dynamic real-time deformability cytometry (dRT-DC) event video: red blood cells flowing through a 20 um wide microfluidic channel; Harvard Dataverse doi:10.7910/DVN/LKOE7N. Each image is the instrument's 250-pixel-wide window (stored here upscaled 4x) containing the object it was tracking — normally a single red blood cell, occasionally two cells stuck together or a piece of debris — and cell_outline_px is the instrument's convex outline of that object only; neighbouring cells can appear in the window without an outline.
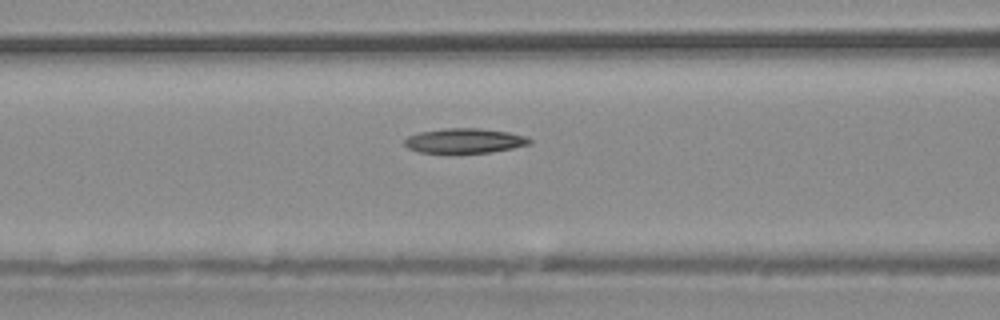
{"species": "common noctule bat (a hibernating species)", "species_latin": "Nyctalus noctula", "temperature_condition": "warm", "stored_images_in_passage": 33, "camera_frame_rate_fps": 3000, "um_per_image_px": 0.085, "animal": {"sex": "male", "body_mass_g": 20.4}, "frame": {"image": 1, "passage_image": 11, "time_ms": 3.333, "image_size_px": [1000, 320], "cell_outline_px": [[532, 144], [492, 152], [420, 152], [408, 148], [404, 144], [404, 140], [408, 136], [420, 132], [444, 128], [480, 128], [508, 132], [524, 136], [532, 140]], "centroid_in_image_um": [39.5, 11.95], "position_along_channel_um": 127.1, "area_um2": 17.86}}
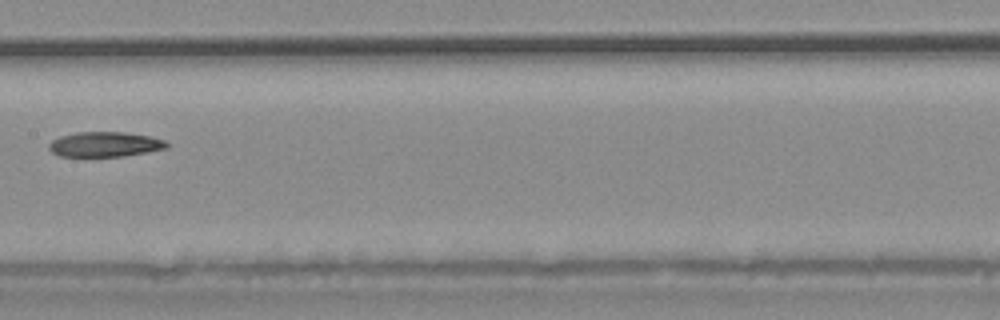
{"frame": {"image": 2, "passage_image": 15, "time_ms": 4.667, "image_size_px": [1000, 320], "cell_outline_px": [[168, 148], [148, 152], [124, 156], [60, 156], [52, 152], [48, 148], [48, 144], [52, 140], [60, 136], [76, 132], [124, 132], [148, 136], [164, 140], [168, 144]], "centroid_in_image_um": [8.9, 12.27], "position_along_channel_um": 198.5, "area_um2": 17.11}}
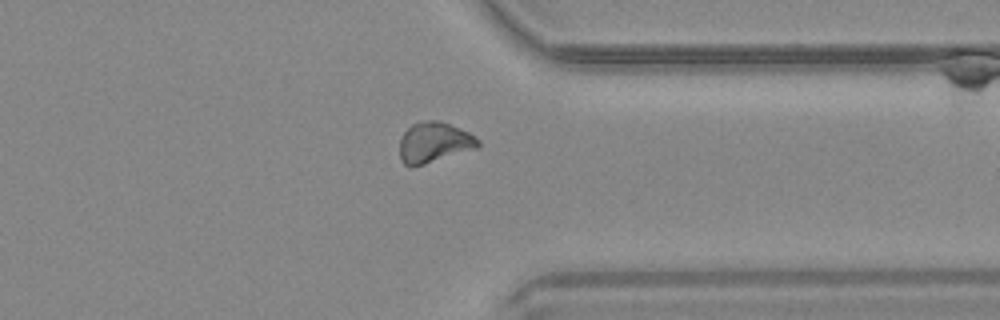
{"frame": {"image": 3, "passage_image": 25, "time_ms": 8.0, "image_size_px": [1000, 320], "cell_outline_px": [[480, 144], [476, 148], [424, 164], [404, 164], [400, 160], [400, 140], [404, 132], [412, 124], [420, 120], [440, 120], [468, 132], [480, 140]], "centroid_in_image_um": [36.89, 12.07], "position_along_channel_um": 374.5, "area_um2": 18.21}}